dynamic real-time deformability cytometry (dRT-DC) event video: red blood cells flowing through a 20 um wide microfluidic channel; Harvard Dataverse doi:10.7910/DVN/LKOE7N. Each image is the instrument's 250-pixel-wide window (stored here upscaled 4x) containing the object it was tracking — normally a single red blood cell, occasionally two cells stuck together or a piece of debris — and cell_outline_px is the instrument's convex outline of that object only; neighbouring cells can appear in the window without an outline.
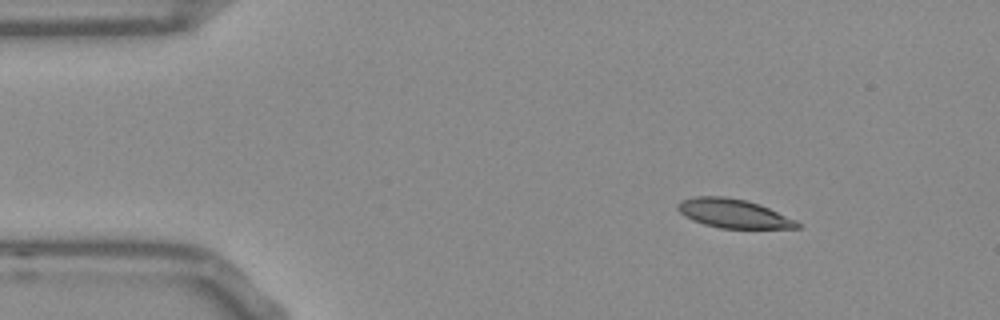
{"species": "Egyptian fruit bat (a non-hibernating species)", "species_latin": "Rousettus aegyptiacus", "temperature_condition": "room temperature", "stored_images_in_passage": 47, "camera_frame_rate_fps": 3000, "um_per_image_px": 0.085, "frame": {"image": 1, "passage_image": 1, "time_ms": 0.0, "image_size_px": [1000, 320], "cell_outline_px": [[800, 228], [720, 228], [704, 224], [692, 220], [684, 216], [676, 208], [676, 204], [680, 200], [692, 196], [724, 196], [744, 200], [760, 204], [796, 220], [800, 224]], "centroid_in_image_um": [62.29, 18.13], "position_along_channel_um": 22.7, "area_um2": 20.17}}
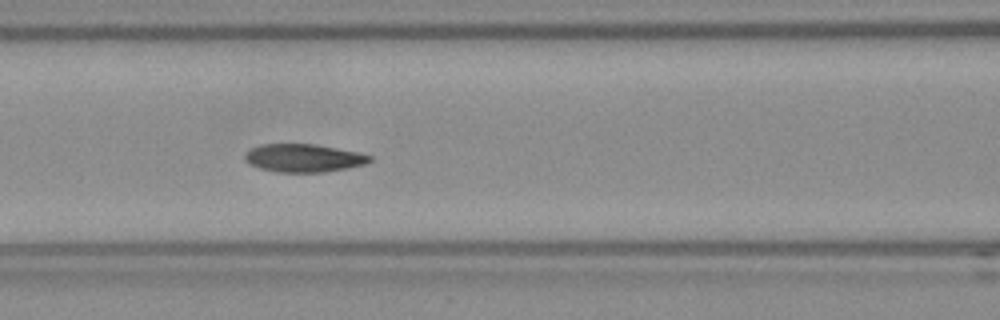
{"frame": {"image": 2, "passage_image": 16, "time_ms": 5.0, "image_size_px": [1000, 320], "cell_outline_px": [[372, 160], [364, 164], [348, 168], [324, 172], [276, 172], [260, 168], [248, 164], [244, 160], [244, 156], [252, 148], [264, 144], [312, 144], [356, 152], [372, 156]], "centroid_in_image_um": [25.78, 13.44], "position_along_channel_um": 140.8, "area_um2": 20.17}}
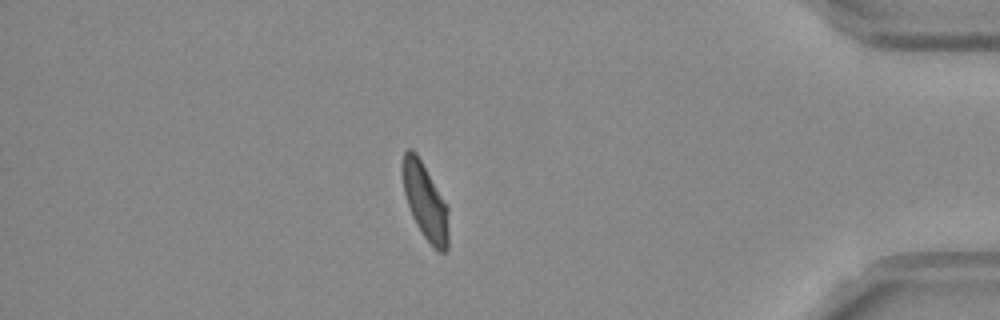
{"frame": {"image": 3, "passage_image": 40, "time_ms": 13.0, "image_size_px": [1000, 320], "cell_outline_px": [[448, 248], [444, 252], [440, 252], [424, 236], [416, 224], [412, 216], [404, 192], [400, 172], [400, 168], [404, 152], [408, 148], [412, 148], [416, 152], [448, 208]], "centroid_in_image_um": [36.1, 17.07], "position_along_channel_um": 399.1, "area_um2": 20.23}, "authors_computed_cell_mechanics": {"area_um2": 20.8658, "velocity_mm_per_s": 3.7534, "shape_relaxation_time_tau1_ms": 3.6619, "shape_relaxation_time_tau2_ms": 2.2867, "deformation_change_tau1": 0.164, "deformation_change_tau2": 0.0888}}